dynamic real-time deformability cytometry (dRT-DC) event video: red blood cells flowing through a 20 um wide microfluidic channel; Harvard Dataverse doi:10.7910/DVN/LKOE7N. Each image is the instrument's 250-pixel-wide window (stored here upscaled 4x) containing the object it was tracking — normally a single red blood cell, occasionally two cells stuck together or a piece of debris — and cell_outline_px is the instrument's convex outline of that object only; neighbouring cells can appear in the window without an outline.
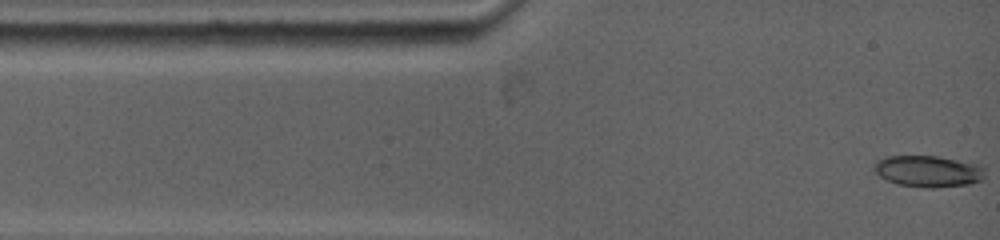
{"species": "common noctule bat (a hibernating species)", "species_latin": "Nyctalus noctula", "temperature_condition": "warm", "stored_images_in_passage": 42, "camera_frame_rate_fps": 5000, "um_per_image_px": 0.085, "animal": {"sex": "female", "body_mass_g": 19.0, "forearm_length_mm": 53.3}, "frame": {"image": 1, "passage_image": 1, "time_ms": 0.0, "image_size_px": [1000, 240], "cell_outline_px": [[984, 176], [980, 180], [968, 184], [932, 188], [928, 188], [896, 184], [880, 176], [876, 172], [876, 160], [888, 156], [940, 156], [976, 164], [984, 168]], "centroid_in_image_um": [78.9, 14.55], "position_along_channel_um": 6.1, "area_um2": 20.06}}
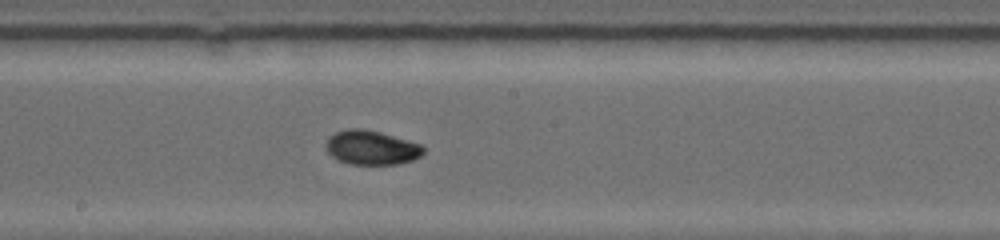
{"frame": {"image": 2, "passage_image": 19, "time_ms": 6.6, "image_size_px": [1000, 240], "cell_outline_px": [[424, 152], [420, 156], [412, 160], [400, 164], [348, 164], [336, 160], [324, 148], [324, 144], [328, 136], [336, 132], [348, 128], [360, 128], [380, 132], [420, 144], [424, 148]], "centroid_in_image_um": [31.51, 12.55], "position_along_channel_um": 216.7, "area_um2": 19.59}}
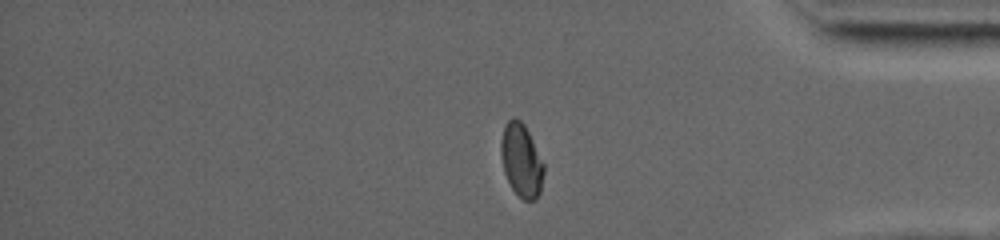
{"frame": {"image": 3, "passage_image": 36, "time_ms": 11.6, "image_size_px": [1000, 240], "cell_outline_px": [[544, 172], [540, 192], [536, 200], [524, 200], [512, 188], [504, 172], [500, 156], [500, 144], [504, 124], [512, 116], [516, 116], [524, 124], [544, 164]], "centroid_in_image_um": [44.3, 13.6], "position_along_channel_um": 390.9, "area_um2": 18.32}, "authors_computed_cell_mechanics": {"area_um2": 18.785, "velocity_mm_per_s": 3.9078, "shape_relaxation_time_tau1_ms": 5.0504, "shape_relaxation_time_tau2_ms": 1.3272, "deformation_change_tau1": 0.1592, "deformation_change_tau2": 0.0223}}